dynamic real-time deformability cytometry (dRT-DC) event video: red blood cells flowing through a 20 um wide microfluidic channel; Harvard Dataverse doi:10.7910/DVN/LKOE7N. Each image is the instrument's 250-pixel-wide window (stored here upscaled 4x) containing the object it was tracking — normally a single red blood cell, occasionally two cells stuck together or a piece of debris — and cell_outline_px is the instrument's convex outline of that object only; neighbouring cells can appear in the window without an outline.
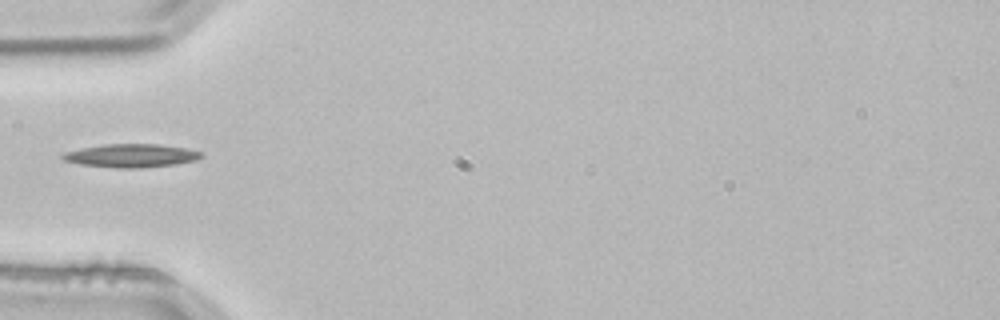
{"species": "common noctule bat (a hibernating species)", "species_latin": "Nyctalus noctula", "temperature_condition": "room temperature", "stored_images_in_passage": 35, "camera_frame_rate_fps": 3000, "um_per_image_px": 0.085, "animal": {"sex": "male", "body_mass_g": 21.5, "forearm_length_mm": 52.0}, "frame": {"image": 1, "passage_image": 1, "time_ms": 0.0, "image_size_px": [1000, 320], "cell_outline_px": [[204, 156], [196, 160], [176, 164], [140, 168], [116, 168], [80, 164], [64, 160], [60, 156], [64, 152], [80, 148], [104, 144], [156, 144], [188, 148], [200, 152]], "centroid_in_image_um": [11.15, 13.23], "position_along_channel_um": 73.9, "area_um2": 18.9}}